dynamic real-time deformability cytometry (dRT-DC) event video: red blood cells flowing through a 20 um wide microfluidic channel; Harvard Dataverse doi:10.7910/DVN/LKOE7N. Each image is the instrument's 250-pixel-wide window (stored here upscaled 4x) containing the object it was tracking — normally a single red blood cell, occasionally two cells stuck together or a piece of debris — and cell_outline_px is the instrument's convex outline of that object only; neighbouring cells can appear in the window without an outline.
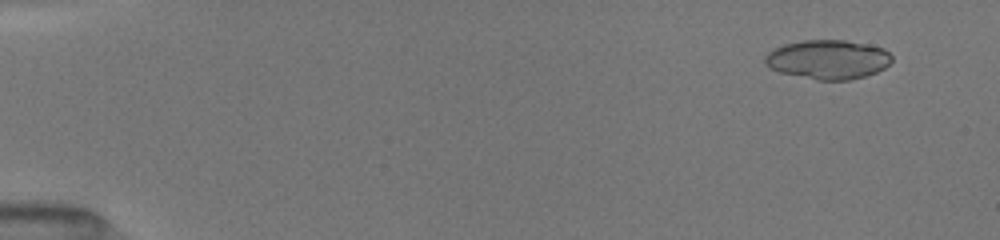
{"species": "common noctule bat (a hibernating species)", "species_latin": "Nyctalus noctula", "temperature_condition": "room temperature", "stored_images_in_passage": 27, "segment_of_instrument_passage": [1, 2], "camera_frame_rate_fps": 3000, "um_per_image_px": 0.085, "animal": {"sex": "female", "body_mass_g": 19.5, "forearm_length_mm": 54.1}, "frame": {"image": 1, "passage_image": 2, "time_ms": 0.667, "image_size_px": [1000, 240], "cell_outline_px": [[892, 60], [884, 68], [876, 72], [864, 76], [848, 80], [816, 80], [780, 72], [764, 64], [764, 56], [772, 48], [784, 44], [804, 40], [844, 40], [868, 44], [884, 48], [892, 56]], "centroid_in_image_um": [70.36, 5.05], "position_along_channel_um": 14.6, "area_um2": 29.07}}
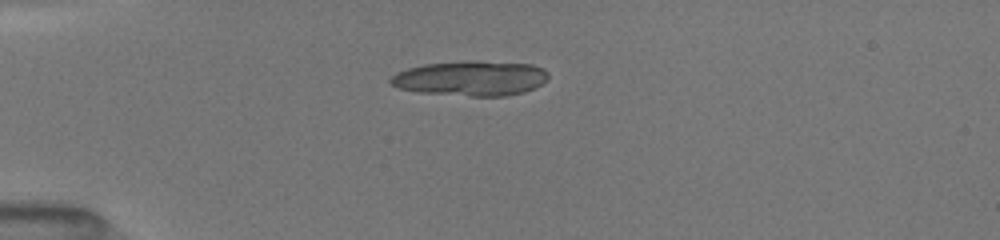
{"frame": {"image": 2, "passage_image": 8, "time_ms": 4.0, "image_size_px": [1000, 240], "cell_outline_px": [[548, 76], [536, 88], [524, 92], [504, 96], [472, 96], [420, 92], [400, 88], [392, 84], [388, 80], [396, 72], [408, 68], [424, 64], [532, 64], [544, 68], [548, 72]], "centroid_in_image_um": [40.01, 6.71], "position_along_channel_um": 45.0, "area_um2": 30.58}}